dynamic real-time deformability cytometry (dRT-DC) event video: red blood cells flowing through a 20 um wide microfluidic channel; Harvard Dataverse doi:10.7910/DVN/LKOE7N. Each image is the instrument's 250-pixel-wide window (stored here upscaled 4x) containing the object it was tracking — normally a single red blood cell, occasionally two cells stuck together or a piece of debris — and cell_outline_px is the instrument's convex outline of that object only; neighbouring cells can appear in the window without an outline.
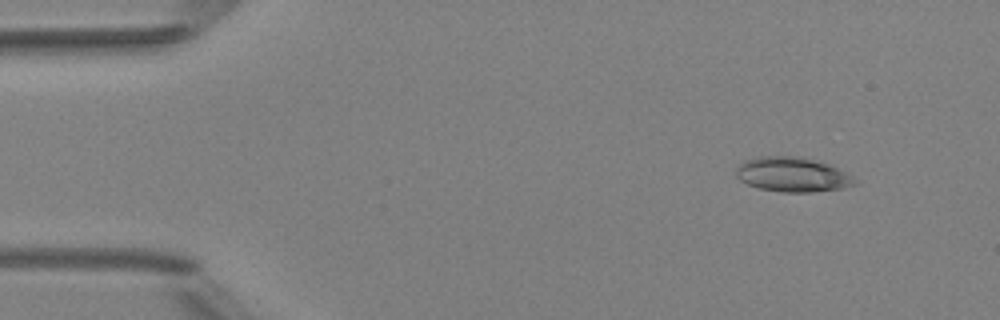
{"species": "Egyptian fruit bat (a non-hibernating species)", "species_latin": "Rousettus aegyptiacus", "temperature_condition": "room temperature", "stored_images_in_passage": 5, "camera_frame_rate_fps": 3000, "um_per_image_px": 0.085, "animal": {"sex": "female"}, "frame": {"image": 1, "passage_image": 2, "time_ms": 1.0, "image_size_px": [1000, 320], "cell_outline_px": [[856, 184], [840, 188], [812, 192], [784, 192], [760, 188], [748, 184], [740, 180], [736, 176], [736, 168], [744, 160], [760, 156], [792, 156], [812, 160], [828, 164], [852, 176], [856, 180]], "centroid_in_image_um": [67.31, 14.84], "position_along_channel_um": 17.7, "area_um2": 23.52}}
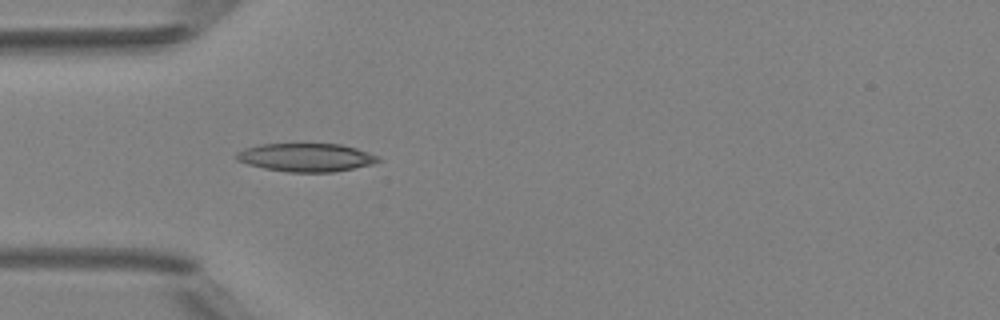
{"frame": {"image": 2, "passage_image": 5, "time_ms": 4.333, "image_size_px": [1000, 320], "cell_outline_px": [[384, 160], [372, 164], [332, 172], [288, 172], [264, 168], [248, 164], [236, 160], [236, 152], [244, 148], [260, 144], [340, 144], [356, 148], [380, 156]], "centroid_in_image_um": [26.03, 13.38], "position_along_channel_um": 59.0, "area_um2": 23.41}}